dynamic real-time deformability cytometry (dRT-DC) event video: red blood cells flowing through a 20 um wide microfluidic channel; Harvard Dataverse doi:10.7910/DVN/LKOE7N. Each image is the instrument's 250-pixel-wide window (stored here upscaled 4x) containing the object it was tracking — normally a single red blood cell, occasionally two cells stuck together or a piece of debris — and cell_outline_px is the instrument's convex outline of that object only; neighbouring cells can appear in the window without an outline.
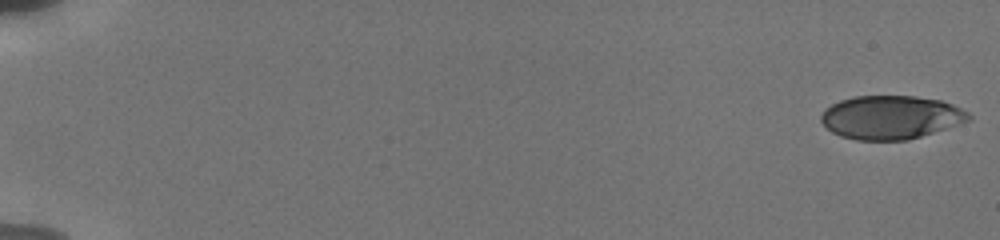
{"species": "human", "species_latin": "Homo sapiens", "temperature_condition": "cold", "stored_images_in_passage": 43, "camera_frame_rate_fps": 3000, "um_per_image_px": 0.085, "donor": {"sex": "male"}, "frame": {"image": 1, "passage_image": 1, "time_ms": 0.0, "image_size_px": [1000, 240], "cell_outline_px": [[972, 120], [908, 140], [856, 140], [840, 136], [832, 132], [820, 120], [820, 116], [824, 108], [840, 100], [856, 96], [916, 96], [940, 100], [952, 104], [968, 112], [972, 116]], "centroid_in_image_um": [75.72, 9.97], "position_along_channel_um": 9.3, "area_um2": 37.51}}
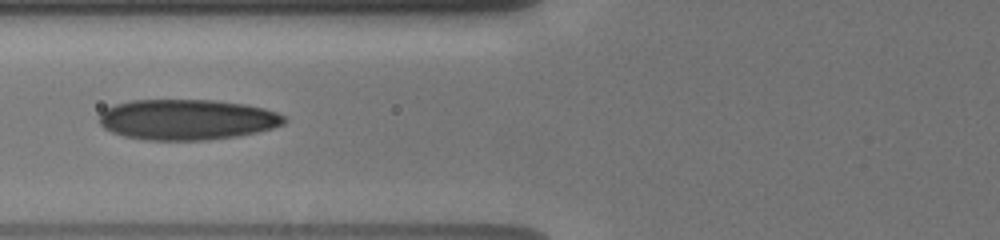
{"frame": {"image": 2, "passage_image": 24, "time_ms": 7.667, "image_size_px": [1000, 240], "cell_outline_px": [[288, 120], [284, 124], [272, 128], [256, 132], [236, 136], [208, 140], [144, 140], [124, 136], [112, 132], [104, 128], [100, 124], [100, 112], [104, 108], [116, 104], [132, 100], [216, 100], [244, 104], [264, 108], [288, 116]], "centroid_in_image_um": [15.91, 10.16], "position_along_channel_um": 109.9, "area_um2": 43.99}}
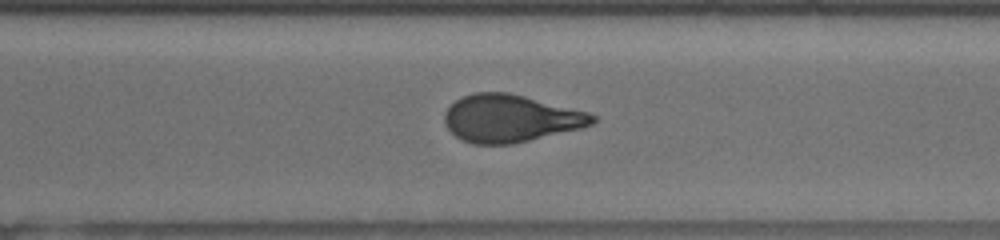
{"frame": {"image": 3, "passage_image": 43, "time_ms": 13.333, "image_size_px": [1000, 240], "cell_outline_px": [[596, 120], [592, 124], [580, 128], [512, 144], [472, 144], [456, 136], [448, 128], [444, 120], [444, 112], [456, 100], [472, 92], [508, 92], [588, 112], [596, 116]], "centroid_in_image_um": [43.37, 10.06], "position_along_channel_um": 327.2, "area_um2": 40.52}}